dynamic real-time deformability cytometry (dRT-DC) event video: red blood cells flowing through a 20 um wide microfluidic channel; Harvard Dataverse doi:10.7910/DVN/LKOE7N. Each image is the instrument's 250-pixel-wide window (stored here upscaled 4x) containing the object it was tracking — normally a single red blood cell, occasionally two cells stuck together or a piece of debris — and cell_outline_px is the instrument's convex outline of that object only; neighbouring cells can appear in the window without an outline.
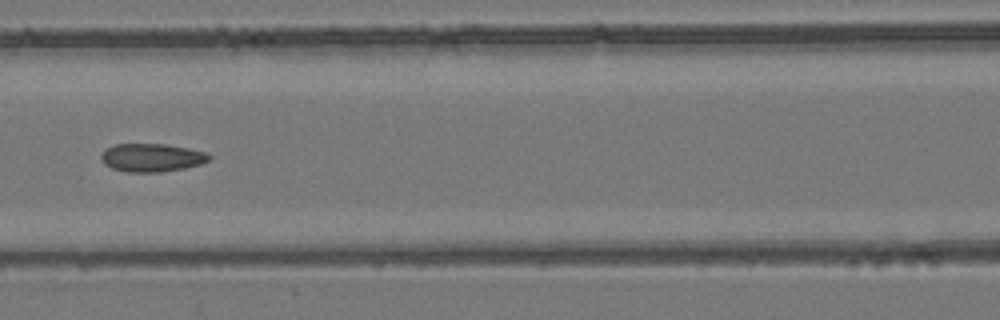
{"species": "common noctule bat (a hibernating species)", "species_latin": "Nyctalus noctula", "temperature_condition": "room temperature", "stored_images_in_passage": 7, "camera_frame_rate_fps": 3000, "um_per_image_px": 0.085, "animal": {"sex": "female", "body_mass_g": 24.6, "forearm_length_mm": 56.2}, "frame": {"image": 1, "passage_image": 6, "time_ms": 1.667, "image_size_px": [1000, 320], "cell_outline_px": [[212, 156], [208, 160], [200, 164], [184, 168], [160, 172], [128, 172], [112, 168], [104, 164], [100, 156], [100, 152], [104, 148], [112, 144], [164, 144], [188, 148], [204, 152]], "centroid_in_image_um": [12.83, 13.39], "position_along_channel_um": 153.8, "area_um2": 17.8}}
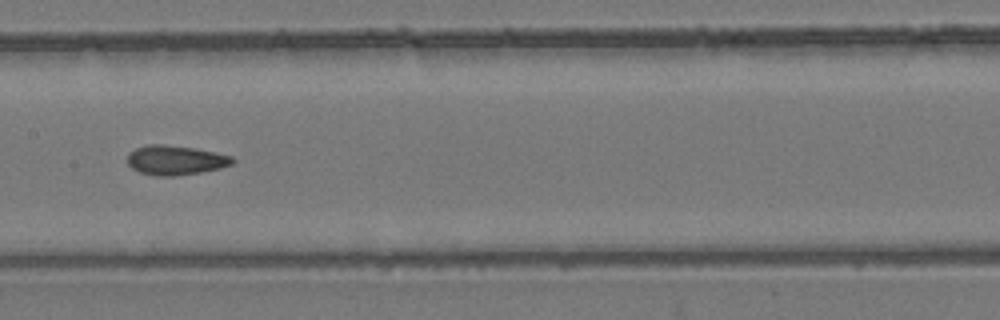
{"frame": {"image": 2, "passage_image": 7, "time_ms": 2.0, "image_size_px": [1000, 320], "cell_outline_px": [[236, 160], [232, 164], [220, 168], [200, 172], [172, 176], [156, 176], [140, 172], [132, 168], [128, 164], [128, 152], [136, 148], [148, 144], [164, 144], [196, 148], [216, 152], [232, 156]], "centroid_in_image_um": [14.92, 13.6], "position_along_channel_um": 192.5, "area_um2": 18.15}}